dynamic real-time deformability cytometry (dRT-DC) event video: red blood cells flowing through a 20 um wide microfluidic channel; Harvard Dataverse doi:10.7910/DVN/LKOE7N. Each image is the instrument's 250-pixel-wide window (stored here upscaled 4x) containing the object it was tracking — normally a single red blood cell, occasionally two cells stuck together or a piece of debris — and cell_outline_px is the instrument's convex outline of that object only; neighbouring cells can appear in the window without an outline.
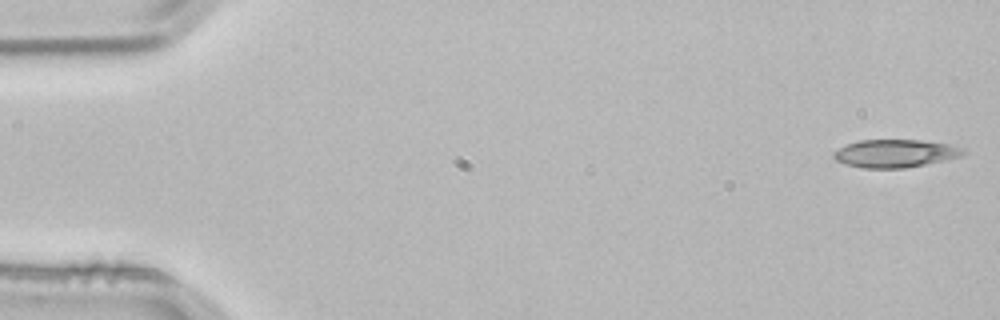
{"species": "common noctule bat (a hibernating species)", "species_latin": "Nyctalus noctula", "temperature_condition": "room temperature", "stored_images_in_passage": 5, "segment_of_instrument_passage": [1, 2], "camera_frame_rate_fps": 3000, "um_per_image_px": 0.085, "animal": {"sex": "male", "body_mass_g": 21.5, "forearm_length_mm": 52.0}, "frame": {"image": 1, "passage_image": 1, "time_ms": 0.0, "image_size_px": [1000, 320], "cell_outline_px": [[964, 152], [960, 156], [924, 164], [904, 168], [864, 168], [844, 164], [836, 160], [832, 156], [832, 152], [856, 140], [920, 140], [948, 144], [960, 148]], "centroid_in_image_um": [76.0, 13.04], "position_along_channel_um": 9.0, "area_um2": 20.75}}
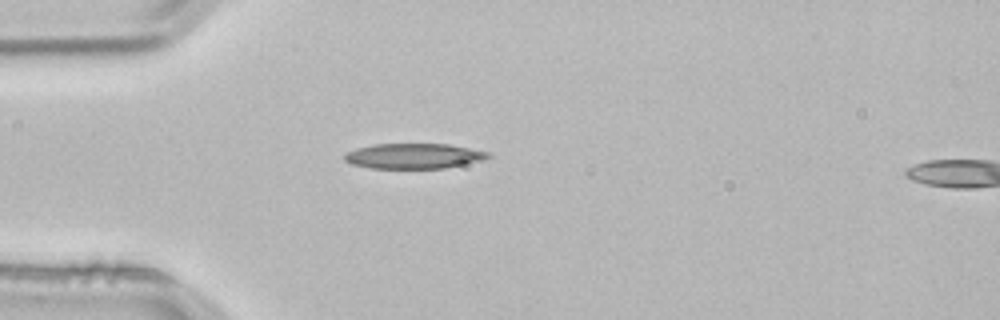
{"frame": {"image": 2, "passage_image": 4, "time_ms": 1.0, "image_size_px": [1000, 320], "cell_outline_px": [[492, 156], [484, 160], [444, 168], [372, 168], [352, 164], [344, 160], [344, 156], [348, 152], [356, 148], [376, 144], [448, 144], [488, 152]], "centroid_in_image_um": [35.18, 13.26], "position_along_channel_um": 49.8, "area_um2": 20.92}}